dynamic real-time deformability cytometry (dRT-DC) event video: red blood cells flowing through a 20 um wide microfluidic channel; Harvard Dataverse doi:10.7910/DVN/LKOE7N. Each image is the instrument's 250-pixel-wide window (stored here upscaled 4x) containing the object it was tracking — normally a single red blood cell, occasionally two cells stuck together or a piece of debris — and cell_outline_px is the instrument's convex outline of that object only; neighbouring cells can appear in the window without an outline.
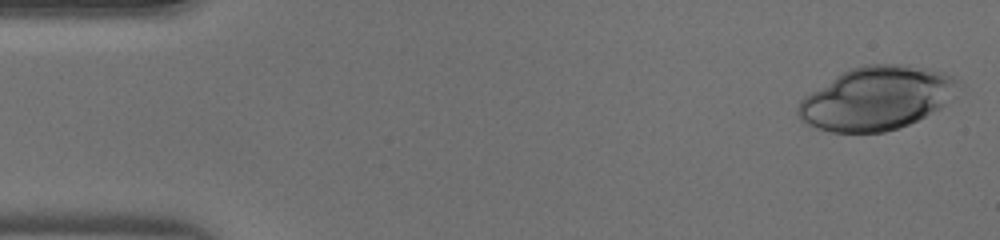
{"species": "human", "species_latin": "Homo sapiens", "temperature_condition": "warm", "stored_images_in_passage": 16, "camera_frame_rate_fps": 3000, "um_per_image_px": 0.085, "donor": {"sex": "male"}, "frame": {"image": 1, "passage_image": 1, "time_ms": 0.0, "image_size_px": [1000, 240], "cell_outline_px": [[964, 88], [948, 104], [900, 128], [884, 132], [832, 132], [816, 128], [800, 120], [796, 112], [796, 108], [800, 100], [804, 96], [836, 76], [852, 68], [864, 64], [900, 64], [928, 68], [944, 72], [960, 80]], "centroid_in_image_um": [74.58, 8.34], "position_along_channel_um": 10.4, "area_um2": 59.59}}
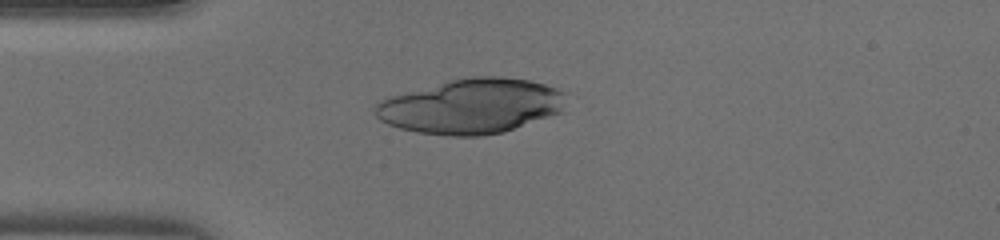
{"frame": {"image": 2, "passage_image": 11, "time_ms": 3.333, "image_size_px": [1000, 240], "cell_outline_px": [[568, 92], [564, 112], [504, 132], [480, 136], [448, 136], [416, 132], [400, 128], [388, 124], [380, 120], [376, 116], [372, 108], [380, 100], [388, 96], [448, 80], [472, 76], [500, 76], [528, 80], [544, 84]], "centroid_in_image_um": [40.09, 9.02], "position_along_channel_um": 44.9, "area_um2": 61.9}}